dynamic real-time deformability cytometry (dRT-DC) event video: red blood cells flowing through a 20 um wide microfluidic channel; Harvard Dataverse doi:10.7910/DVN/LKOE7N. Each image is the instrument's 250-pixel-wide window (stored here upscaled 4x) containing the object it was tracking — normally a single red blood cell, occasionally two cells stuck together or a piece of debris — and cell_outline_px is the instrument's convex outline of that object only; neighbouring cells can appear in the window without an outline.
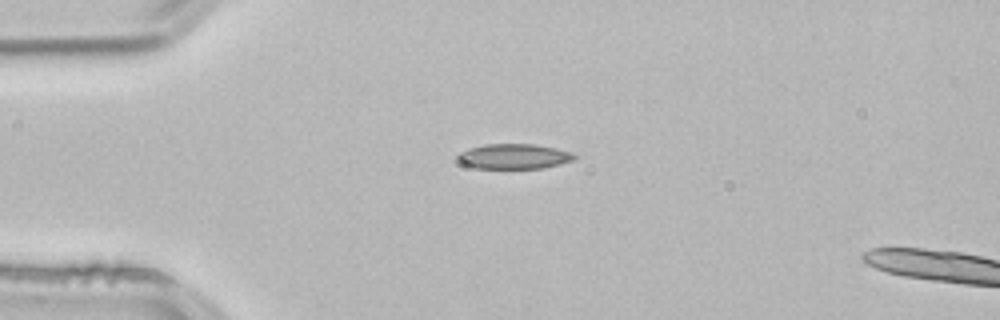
{"species": "common noctule bat (a hibernating species)", "species_latin": "Nyctalus noctula", "temperature_condition": "room temperature", "stored_images_in_passage": 4, "camera_frame_rate_fps": 3000, "um_per_image_px": 0.085, "animal": {"sex": "male", "body_mass_g": 21.5, "forearm_length_mm": 52.0}, "frame": {"image": 1, "passage_image": 1, "time_ms": 0.0, "image_size_px": [1000, 320], "cell_outline_px": [[580, 156], [576, 160], [544, 168], [472, 168], [456, 160], [456, 156], [460, 152], [468, 148], [484, 144], [532, 144], [556, 148], [572, 152]], "centroid_in_image_um": [43.71, 13.29], "position_along_channel_um": 41.3, "area_um2": 17.34}}